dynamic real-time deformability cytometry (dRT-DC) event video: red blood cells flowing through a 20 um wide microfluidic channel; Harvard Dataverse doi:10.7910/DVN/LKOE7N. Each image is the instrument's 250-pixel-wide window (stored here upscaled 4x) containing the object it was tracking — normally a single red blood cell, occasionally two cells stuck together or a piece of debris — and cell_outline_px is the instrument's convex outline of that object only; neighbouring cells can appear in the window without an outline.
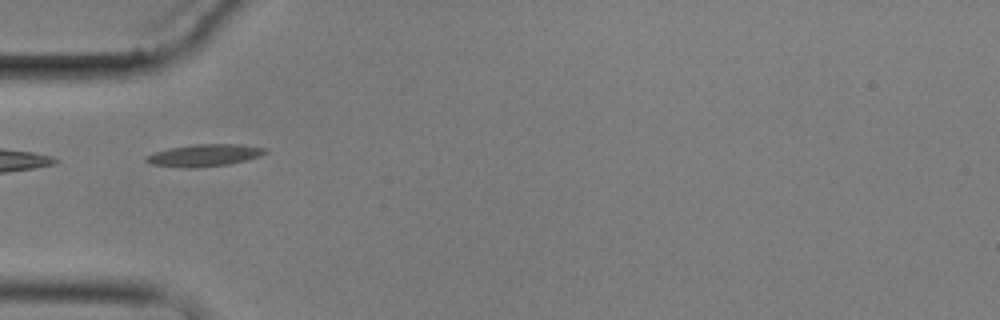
{"species": "common noctule bat (a hibernating species)", "species_latin": "Nyctalus noctula", "temperature_condition": "cold", "stored_images_in_passage": 9, "segment_of_instrument_passage": [2, 2], "camera_frame_rate_fps": 3000, "um_per_image_px": 0.085, "animal": {"sex": "male", "body_mass_g": 17.9}, "frame": {"image": 1, "passage_image": 4, "time_ms": 3.667, "image_size_px": [1000, 320], "cell_outline_px": [[268, 152], [260, 156], [228, 164], [192, 168], [188, 168], [152, 164], [144, 160], [144, 156], [156, 152], [172, 148], [196, 144], [240, 144], [268, 148]], "centroid_in_image_um": [17.4, 13.19], "position_along_channel_um": 67.6, "area_um2": 15.14}}
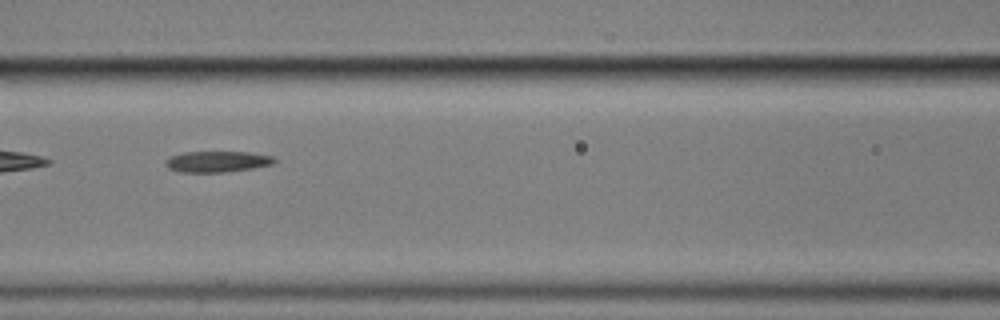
{"frame": {"image": 2, "passage_image": 6, "time_ms": 6.0, "image_size_px": [1000, 320], "cell_outline_px": [[276, 164], [252, 168], [224, 172], [180, 172], [168, 168], [164, 164], [164, 160], [168, 156], [184, 152], [252, 152], [272, 156], [276, 160]], "centroid_in_image_um": [18.44, 13.73], "position_along_channel_um": 148.2, "area_um2": 13.53}}
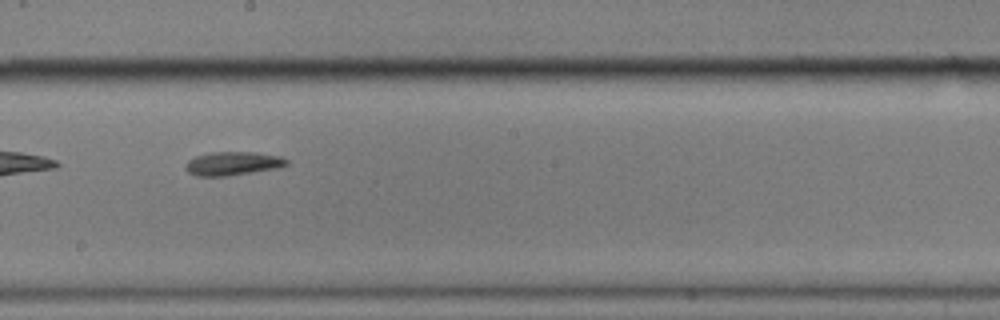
{"frame": {"image": 3, "passage_image": 8, "time_ms": 8.333, "image_size_px": [1000, 320], "cell_outline_px": [[288, 164], [280, 168], [228, 176], [196, 176], [188, 172], [184, 168], [188, 160], [196, 156], [212, 152], [256, 152], [280, 156], [288, 160]], "centroid_in_image_um": [19.8, 13.9], "position_along_channel_um": 228.4, "area_um2": 14.05}}